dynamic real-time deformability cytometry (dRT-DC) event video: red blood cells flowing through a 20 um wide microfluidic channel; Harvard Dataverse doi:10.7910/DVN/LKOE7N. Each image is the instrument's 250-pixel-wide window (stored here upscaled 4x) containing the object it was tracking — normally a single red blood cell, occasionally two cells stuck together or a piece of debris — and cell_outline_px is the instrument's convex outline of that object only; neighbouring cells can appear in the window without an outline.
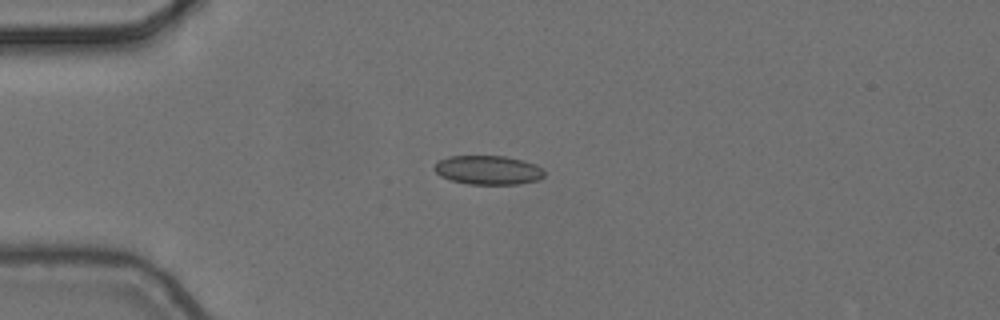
{"species": "common noctule bat (a hibernating species)", "species_latin": "Nyctalus noctula", "temperature_condition": "cold", "stored_images_in_passage": 1, "camera_frame_rate_fps": 3000, "um_per_image_px": 0.085, "animal": {"sex": "female", "body_mass_g": 24.6, "forearm_length_mm": 56.2}, "frame": {"image": 1, "passage_image": 1, "time_ms": 0.0, "image_size_px": [1000, 320], "cell_outline_px": [[544, 176], [540, 180], [520, 184], [468, 184], [452, 180], [440, 176], [432, 168], [440, 160], [448, 156], [504, 156], [524, 160], [536, 164], [544, 172]], "centroid_in_image_um": [41.51, 14.46], "position_along_channel_um": 43.5, "area_um2": 18.67}}